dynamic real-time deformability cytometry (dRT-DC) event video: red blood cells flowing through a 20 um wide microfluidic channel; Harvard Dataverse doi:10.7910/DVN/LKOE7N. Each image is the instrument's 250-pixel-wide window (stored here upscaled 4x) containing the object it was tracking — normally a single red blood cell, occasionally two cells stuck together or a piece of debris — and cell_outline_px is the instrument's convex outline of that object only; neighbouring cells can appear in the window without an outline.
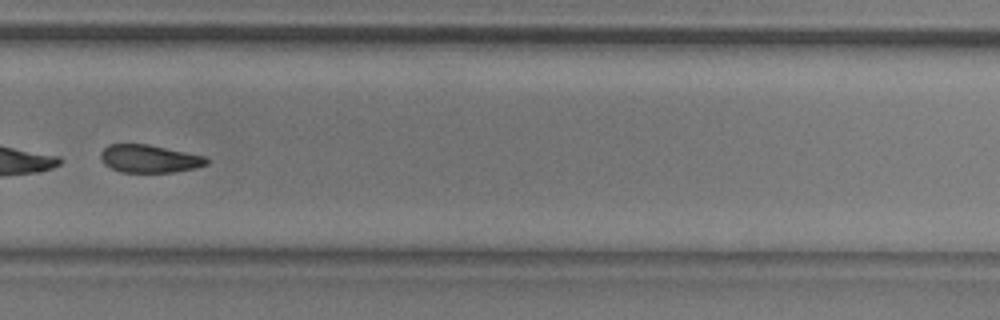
{"species": "common noctule bat (a hibernating species)", "species_latin": "Nyctalus noctula", "temperature_condition": "room temperature", "stored_images_in_passage": 50, "segment_of_instrument_passage": [2, 2], "camera_frame_rate_fps": 3000, "um_per_image_px": 0.085, "animal": {"sex": "male", "body_mass_g": 20.5, "forearm_length_mm": 52.5}, "frame": {"image": 1, "passage_image": 35, "time_ms": 11.333, "image_size_px": [1000, 320], "cell_outline_px": [[208, 164], [196, 168], [172, 172], [120, 172], [104, 164], [100, 160], [100, 152], [108, 144], [148, 144], [204, 156], [208, 160]], "centroid_in_image_um": [12.66, 13.49], "position_along_channel_um": 317.1, "area_um2": 17.17}}
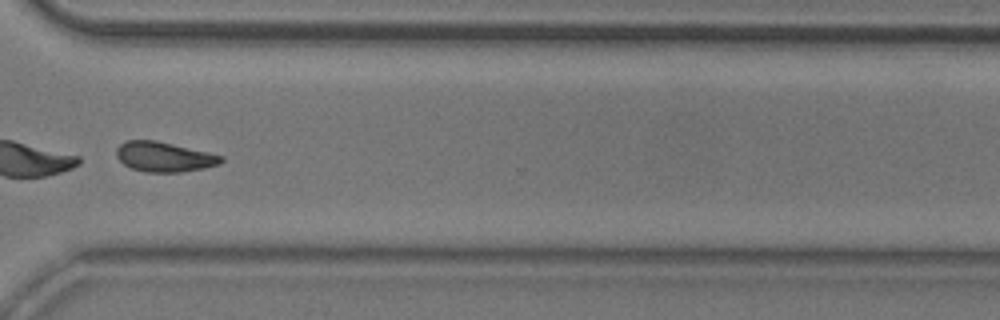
{"frame": {"image": 2, "passage_image": 38, "time_ms": 12.333, "image_size_px": [1000, 320], "cell_outline_px": [[224, 160], [220, 164], [204, 168], [180, 172], [144, 172], [132, 168], [124, 164], [116, 156], [116, 148], [120, 144], [128, 140], [156, 140], [208, 152], [224, 156]], "centroid_in_image_um": [13.96, 13.33], "position_along_channel_um": 356.6, "area_um2": 18.26}}